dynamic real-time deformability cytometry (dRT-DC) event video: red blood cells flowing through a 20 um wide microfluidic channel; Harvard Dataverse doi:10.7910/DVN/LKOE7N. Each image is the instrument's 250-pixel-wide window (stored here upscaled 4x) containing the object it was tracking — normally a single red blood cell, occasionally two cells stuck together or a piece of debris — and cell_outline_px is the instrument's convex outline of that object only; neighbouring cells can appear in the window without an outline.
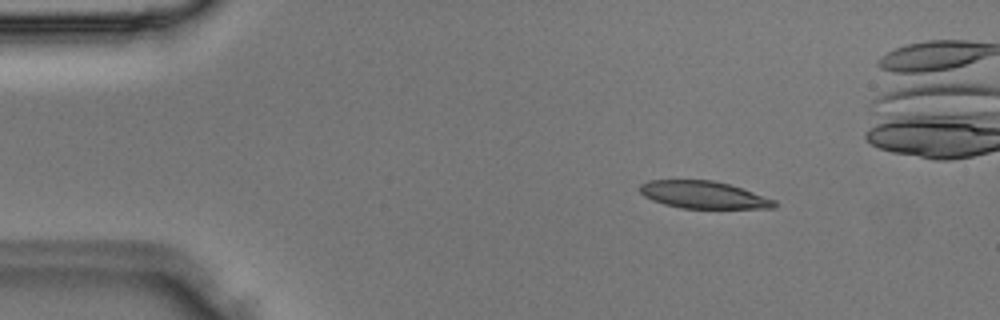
{"species": "Egyptian fruit bat (a non-hibernating species)", "species_latin": "Rousettus aegyptiacus", "temperature_condition": "room temperature", "stored_images_in_passage": 2, "camera_frame_rate_fps": 3000, "um_per_image_px": 0.085, "animal": {"sex": "male"}, "frame": {"image": 1, "passage_image": 2, "time_ms": 0.333, "image_size_px": [1000, 320], "cell_outline_px": [[780, 204], [776, 208], [680, 208], [664, 204], [652, 200], [644, 196], [640, 192], [640, 184], [648, 180], [712, 180], [728, 184], [776, 200]], "centroid_in_image_um": [59.8, 16.56], "position_along_channel_um": 25.2, "area_um2": 21.39}}